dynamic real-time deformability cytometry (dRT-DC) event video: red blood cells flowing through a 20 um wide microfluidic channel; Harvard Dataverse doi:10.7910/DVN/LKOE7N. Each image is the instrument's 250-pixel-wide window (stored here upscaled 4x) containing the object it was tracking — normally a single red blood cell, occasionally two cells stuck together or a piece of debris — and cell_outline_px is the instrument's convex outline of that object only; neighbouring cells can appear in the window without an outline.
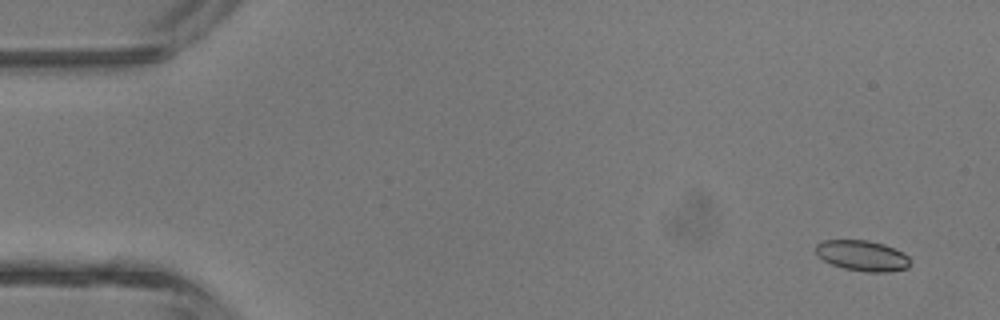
{"species": "common noctule bat (a hibernating species)", "species_latin": "Nyctalus noctula", "temperature_condition": "room temperature", "stored_images_in_passage": 4, "camera_frame_rate_fps": 3000, "um_per_image_px": 0.085, "animal": {"sex": "male", "body_mass_g": 13.3}, "frame": {"image": 1, "passage_image": 1, "time_ms": 0.0, "image_size_px": [1000, 320], "cell_outline_px": [[908, 268], [888, 272], [868, 272], [844, 268], [832, 264], [824, 260], [816, 252], [816, 244], [824, 240], [868, 240], [884, 244], [904, 252], [908, 256]], "centroid_in_image_um": [73.31, 21.72], "position_along_channel_um": 11.7, "area_um2": 16.7}}
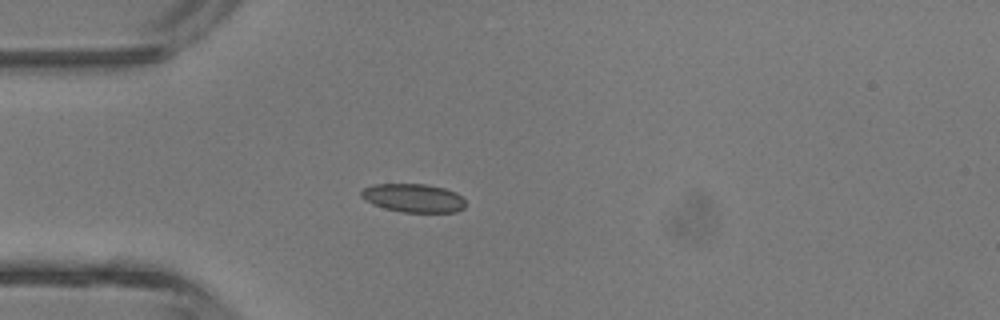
{"frame": {"image": 2, "passage_image": 4, "time_ms": 3.333, "image_size_px": [1000, 320], "cell_outline_px": [[464, 208], [456, 212], [400, 212], [384, 208], [372, 204], [364, 200], [360, 196], [360, 192], [364, 188], [372, 184], [424, 184], [444, 188], [456, 192], [464, 200]], "centroid_in_image_um": [35.1, 16.83], "position_along_channel_um": 49.9, "area_um2": 17.4}}